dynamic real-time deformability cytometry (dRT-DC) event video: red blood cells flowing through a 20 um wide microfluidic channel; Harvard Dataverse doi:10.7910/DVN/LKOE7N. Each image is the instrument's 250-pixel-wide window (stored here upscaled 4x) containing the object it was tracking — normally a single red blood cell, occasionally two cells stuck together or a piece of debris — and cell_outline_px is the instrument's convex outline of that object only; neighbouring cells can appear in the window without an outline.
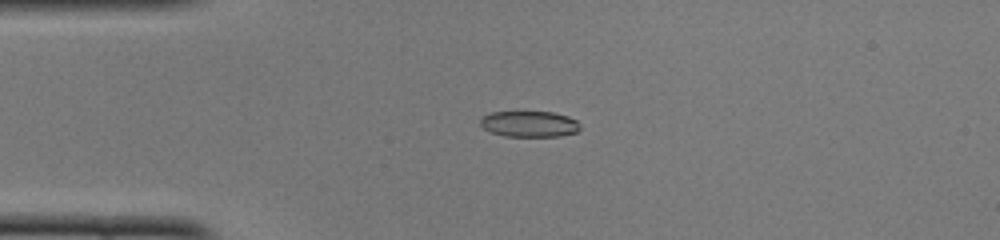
{"species": "common noctule bat (a hibernating species)", "species_latin": "Nyctalus noctula", "temperature_condition": "cold", "stored_images_in_passage": 49, "camera_frame_rate_fps": 3000, "um_per_image_px": 0.085, "animal": {"sex": "female", "body_mass_g": 22.0, "forearm_length_mm": 56.7}, "frame": {"image": 1, "passage_image": 12, "time_ms": 3.667, "image_size_px": [1000, 240], "cell_outline_px": [[580, 128], [576, 132], [560, 136], [504, 136], [492, 132], [484, 128], [480, 124], [480, 116], [492, 112], [552, 112], [568, 116], [576, 120], [580, 124]], "centroid_in_image_um": [44.99, 10.53], "position_along_channel_um": 40.0, "area_um2": 15.09}}
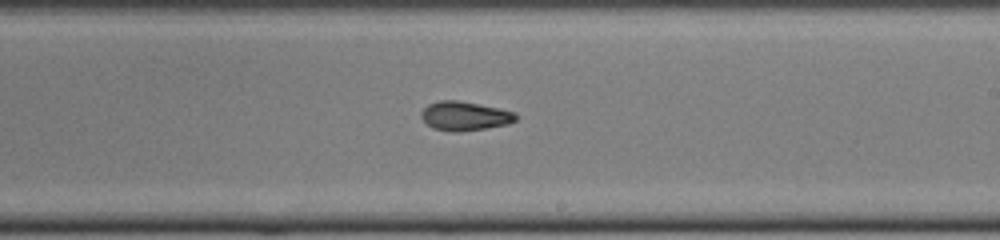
{"frame": {"image": 2, "passage_image": 29, "time_ms": 9.333, "image_size_px": [1000, 240], "cell_outline_px": [[516, 120], [508, 124], [460, 132], [452, 132], [432, 128], [420, 116], [420, 112], [428, 104], [440, 100], [460, 100], [500, 108], [516, 112]], "centroid_in_image_um": [39.49, 9.85], "position_along_channel_um": 249.5, "area_um2": 16.13}}
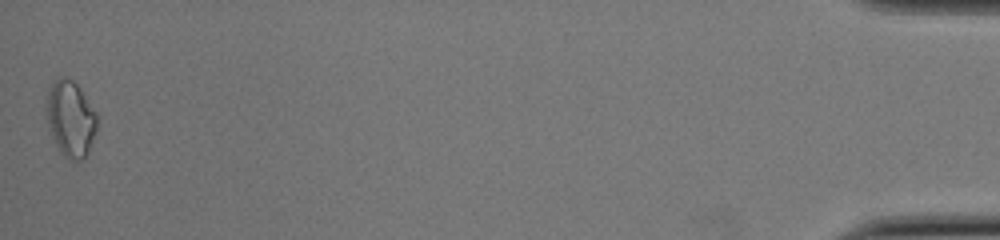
{"frame": {"image": 3, "passage_image": 49, "time_ms": 16.0, "image_size_px": [1000, 240], "cell_outline_px": [[96, 132], [88, 152], [84, 160], [68, 160], [60, 152], [48, 128], [44, 116], [44, 104], [48, 88], [60, 76], [64, 76], [72, 80], [76, 84], [96, 112]], "centroid_in_image_um": [5.94, 10.1], "position_along_channel_um": 429.3, "area_um2": 22.77}, "authors_computed_cell_mechanics": {"area_um2": 15.9528, "velocity_mm_per_s": 4.1101, "shape_relaxation_time_tau1_ms": null, "shape_relaxation_time_tau2_ms": 2.8121, "deformation_change_tau1": null, "deformation_change_tau2": 0.0854}}